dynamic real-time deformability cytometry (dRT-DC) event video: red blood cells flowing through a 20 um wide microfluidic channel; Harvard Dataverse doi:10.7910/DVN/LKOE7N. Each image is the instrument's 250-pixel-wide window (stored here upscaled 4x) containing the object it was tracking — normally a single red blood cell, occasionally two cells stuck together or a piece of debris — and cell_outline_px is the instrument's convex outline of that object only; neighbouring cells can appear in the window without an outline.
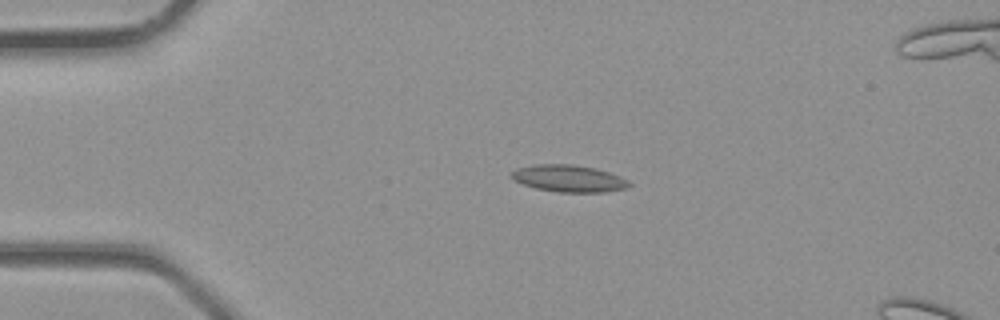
{"species": "common noctule bat (a hibernating species)", "species_latin": "Nyctalus noctula", "temperature_condition": "room temperature", "stored_images_in_passage": 2, "camera_frame_rate_fps": 3000, "um_per_image_px": 0.085, "animal": {"sex": "male", "body_mass_g": 23.1, "forearm_length_mm": 52.7}, "frame": {"image": 1, "passage_image": 1, "time_ms": 0.0, "image_size_px": [1000, 320], "cell_outline_px": [[632, 184], [628, 188], [604, 192], [560, 192], [536, 188], [524, 184], [508, 176], [516, 168], [532, 164], [572, 164], [596, 168], [620, 176], [628, 180]], "centroid_in_image_um": [48.36, 15.16], "position_along_channel_um": 36.6, "area_um2": 18.55}}